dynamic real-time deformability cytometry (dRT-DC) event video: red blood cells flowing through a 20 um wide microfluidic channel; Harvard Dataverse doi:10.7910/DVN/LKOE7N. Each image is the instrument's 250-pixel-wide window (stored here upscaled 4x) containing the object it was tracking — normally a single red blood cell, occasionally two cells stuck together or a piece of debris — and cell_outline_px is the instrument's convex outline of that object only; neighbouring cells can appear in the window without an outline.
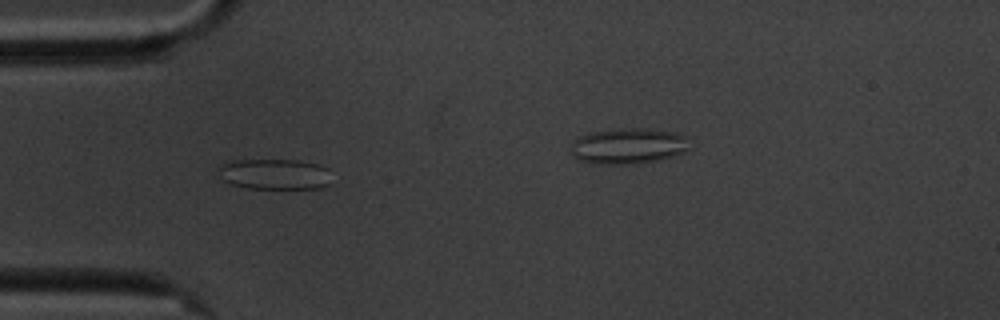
{"species": "common noctule bat (a hibernating species)", "species_latin": "Nyctalus noctula", "temperature_condition": "cold", "stored_images_in_passage": 50, "segment_of_instrument_passage": [1, 2], "camera_frame_rate_fps": 3000, "um_per_image_px": 0.085, "animal": {"sex": "male", "body_mass_g": 20.1, "forearm_length_mm": 53.5}, "frame": {"image": 1, "passage_image": 17, "time_ms": 5.333, "image_size_px": [1000, 320], "cell_outline_px": [[332, 184], [320, 188], [248, 188], [232, 184], [224, 180], [220, 176], [220, 164], [228, 160], [300, 160], [316, 164], [328, 168]], "centroid_in_image_um": [23.38, 14.79], "position_along_channel_um": 61.6, "area_um2": 20.29}}
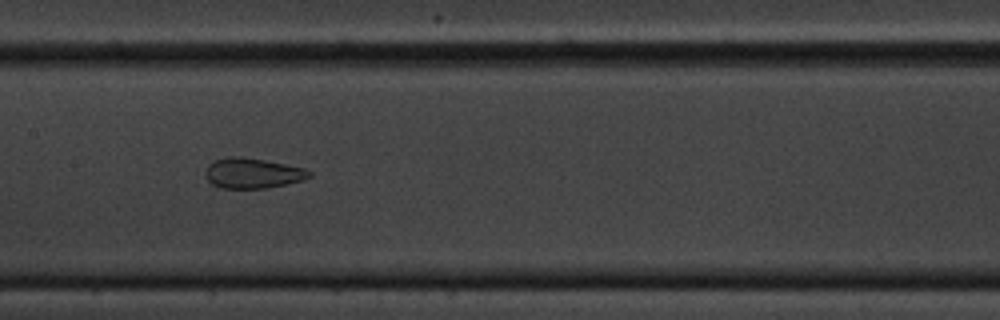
{"frame": {"image": 2, "passage_image": 28, "time_ms": 9.0, "image_size_px": [1000, 320], "cell_outline_px": [[312, 176], [304, 180], [268, 188], [220, 188], [212, 184], [208, 180], [204, 172], [208, 164], [216, 160], [228, 156], [240, 156], [264, 160], [304, 168], [312, 172]], "centroid_in_image_um": [21.47, 14.72], "position_along_channel_um": 185.9, "area_um2": 18.38}}
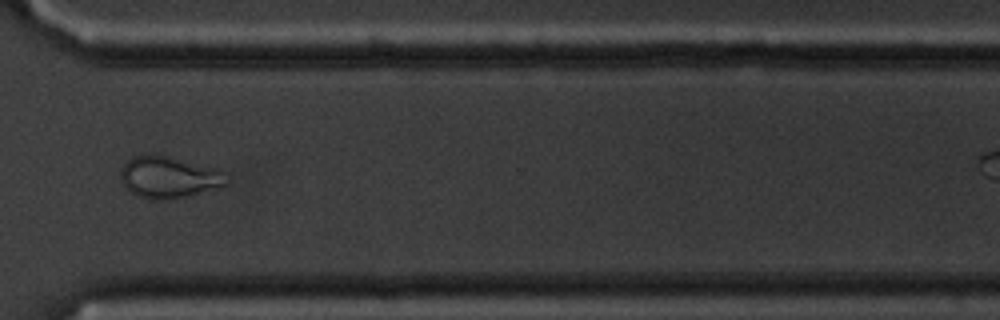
{"frame": {"image": 3, "passage_image": 43, "time_ms": 14.0, "image_size_px": [1000, 320], "cell_outline_px": [[228, 184], [188, 196], [172, 200], [164, 200], [140, 196], [132, 192], [124, 184], [120, 176], [120, 172], [124, 164], [132, 156], [148, 152], [152, 152], [216, 168], [220, 172]], "centroid_in_image_um": [14.3, 15.03], "position_along_channel_um": 356.3, "area_um2": 25.49}}